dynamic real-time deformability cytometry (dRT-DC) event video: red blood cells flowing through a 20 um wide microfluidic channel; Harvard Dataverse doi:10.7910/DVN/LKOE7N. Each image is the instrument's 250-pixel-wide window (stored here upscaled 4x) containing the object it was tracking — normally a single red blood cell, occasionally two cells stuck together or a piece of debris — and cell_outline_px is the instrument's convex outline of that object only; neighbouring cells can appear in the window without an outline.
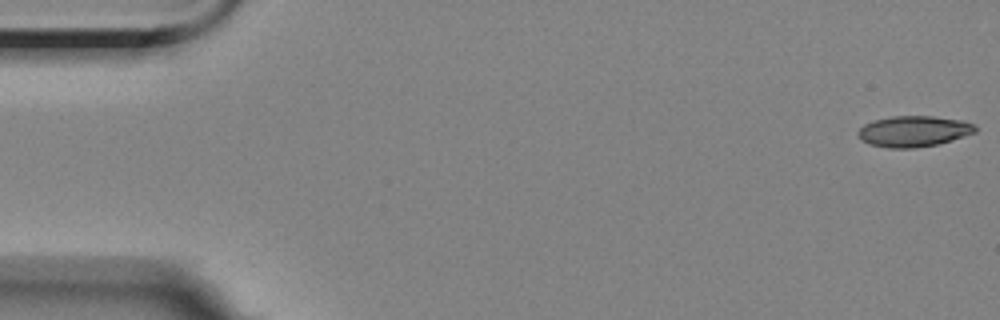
{"species": "Egyptian fruit bat (a non-hibernating species)", "species_latin": "Rousettus aegyptiacus", "temperature_condition": "room temperature", "stored_images_in_passage": 56, "camera_frame_rate_fps": 3000, "um_per_image_px": 0.085, "animal": {"sex": "female"}, "frame": {"image": 1, "passage_image": 1, "time_ms": 0.0, "image_size_px": [1000, 320], "cell_outline_px": [[976, 132], [952, 140], [936, 144], [916, 148], [888, 148], [868, 144], [860, 140], [856, 136], [856, 132], [864, 124], [876, 120], [892, 116], [932, 116], [960, 120], [976, 124]], "centroid_in_image_um": [77.62, 11.17], "position_along_channel_um": 7.4, "area_um2": 21.21}}
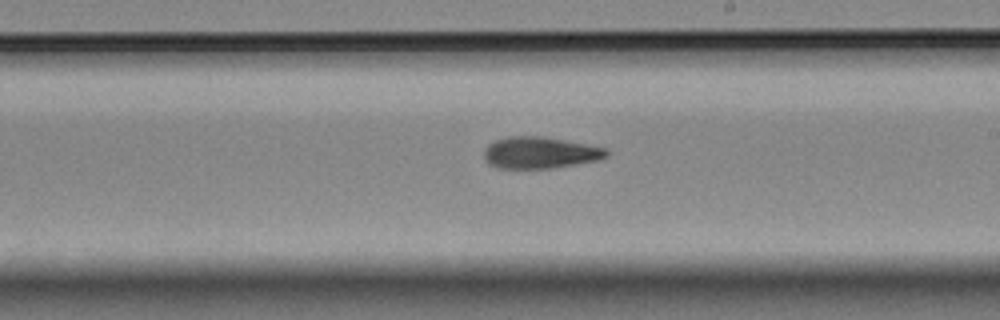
{"frame": {"image": 2, "passage_image": 32, "time_ms": 10.333, "image_size_px": [1000, 320], "cell_outline_px": [[608, 156], [600, 160], [552, 168], [496, 168], [488, 164], [484, 160], [484, 148], [488, 144], [496, 140], [508, 136], [540, 136], [608, 148]], "centroid_in_image_um": [45.88, 12.98], "position_along_channel_um": 243.1, "area_um2": 22.66}}
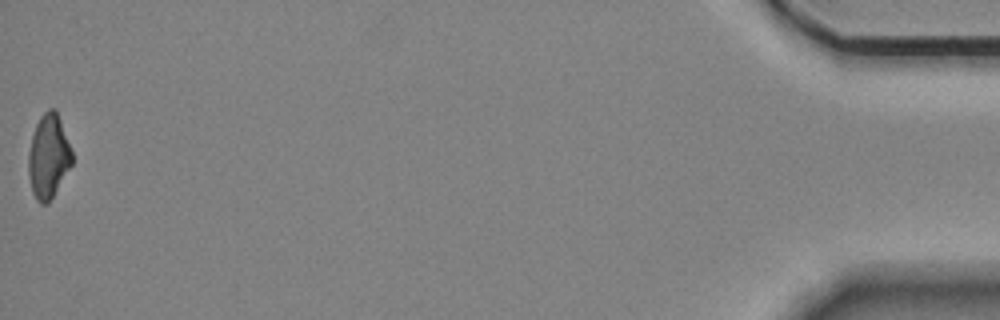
{"frame": {"image": 3, "passage_image": 56, "time_ms": 18.333, "image_size_px": [1000, 320], "cell_outline_px": [[72, 164], [48, 204], [40, 204], [36, 200], [32, 192], [28, 172], [28, 156], [32, 136], [36, 124], [40, 116], [48, 108], [56, 108], [72, 152]], "centroid_in_image_um": [4.11, 13.29], "position_along_channel_um": 431.1, "area_um2": 21.27}, "authors_computed_cell_mechanics": {"area_um2": 22.253, "velocity_mm_per_s": 3.5619, "shape_relaxation_time_tau1_ms": null, "shape_relaxation_time_tau2_ms": 9.7582, "deformation_change_tau1": null, "deformation_change_tau2": 0.2078}}